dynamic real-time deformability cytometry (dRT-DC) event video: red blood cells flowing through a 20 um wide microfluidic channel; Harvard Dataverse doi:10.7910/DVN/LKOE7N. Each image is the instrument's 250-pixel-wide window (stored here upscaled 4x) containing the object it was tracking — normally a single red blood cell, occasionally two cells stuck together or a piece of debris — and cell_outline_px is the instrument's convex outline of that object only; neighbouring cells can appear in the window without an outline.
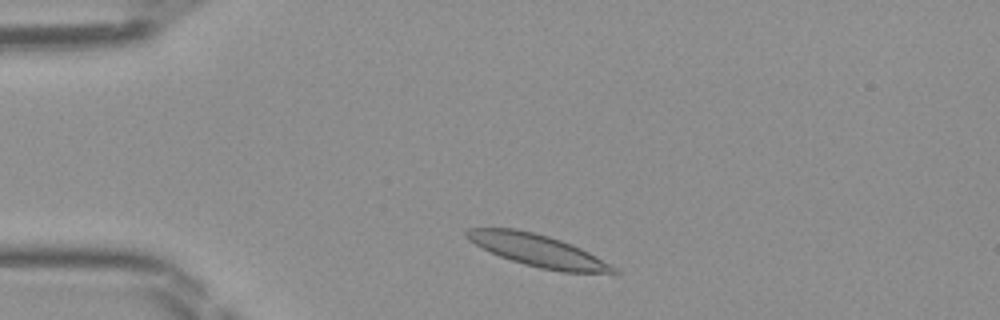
{"species": "Egyptian fruit bat (a non-hibernating species)", "species_latin": "Rousettus aegyptiacus", "temperature_condition": "room temperature", "stored_images_in_passage": 38, "camera_frame_rate_fps": 3000, "um_per_image_px": 0.085, "frame": {"image": 1, "passage_image": 1, "time_ms": 0.0, "image_size_px": [1000, 320], "cell_outline_px": [[620, 272], [616, 276], [560, 272], [540, 268], [524, 264], [500, 256], [468, 240], [464, 232], [468, 228], [516, 228], [548, 236], [572, 244], [588, 252], [616, 268]], "centroid_in_image_um": [45.83, 21.34], "position_along_channel_um": 39.2, "area_um2": 27.74}}
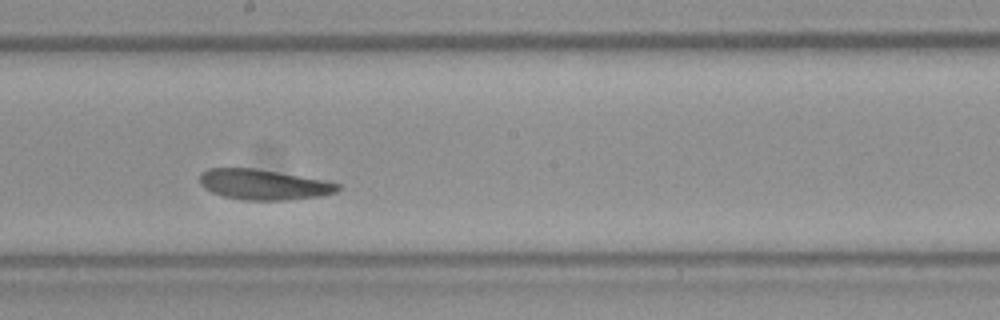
{"frame": {"image": 2, "passage_image": 17, "time_ms": 5.333, "image_size_px": [1000, 320], "cell_outline_px": [[340, 188], [336, 192], [320, 196], [288, 200], [240, 200], [224, 196], [212, 192], [204, 188], [200, 184], [200, 176], [208, 168], [256, 168], [328, 180], [340, 184]], "centroid_in_image_um": [22.44, 15.68], "position_along_channel_um": 225.8, "area_um2": 24.62}}
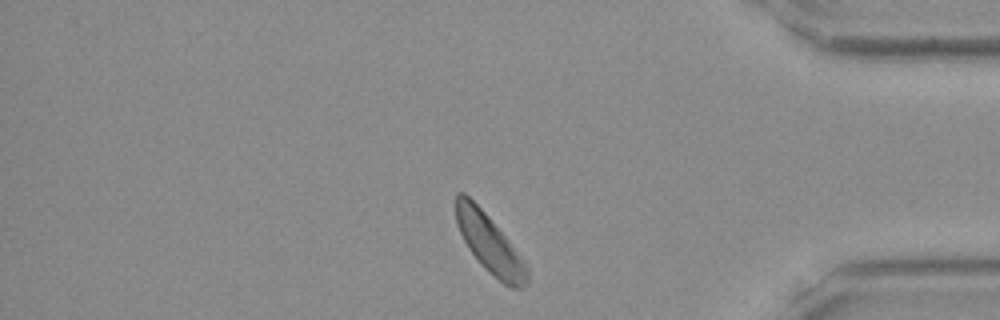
{"frame": {"image": 3, "passage_image": 31, "time_ms": 10.0, "image_size_px": [1000, 320], "cell_outline_px": [[528, 284], [524, 288], [512, 288], [504, 284], [484, 268], [468, 248], [456, 224], [456, 192], [464, 192], [488, 216], [508, 240], [528, 268]], "centroid_in_image_um": [41.61, 20.74], "position_along_channel_um": 393.6, "area_um2": 23.81}}